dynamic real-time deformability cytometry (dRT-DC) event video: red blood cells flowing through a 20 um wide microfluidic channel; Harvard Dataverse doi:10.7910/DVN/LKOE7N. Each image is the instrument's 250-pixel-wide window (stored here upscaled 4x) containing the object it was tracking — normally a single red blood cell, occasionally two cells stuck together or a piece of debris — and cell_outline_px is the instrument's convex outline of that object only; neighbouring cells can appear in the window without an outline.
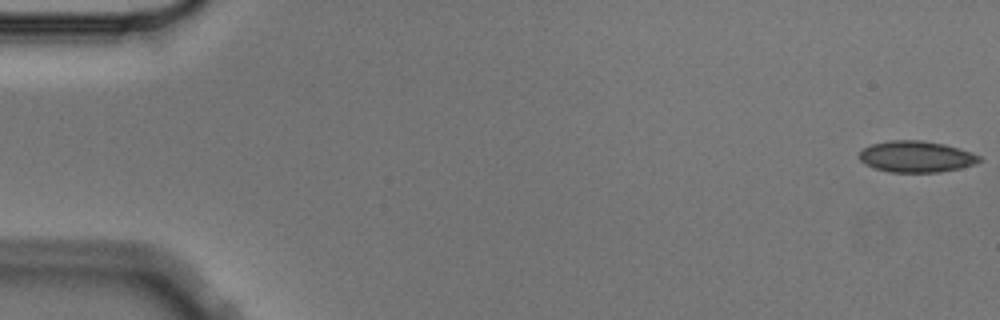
{"species": "Egyptian fruit bat (a non-hibernating species)", "species_latin": "Rousettus aegyptiacus", "temperature_condition": "cold", "stored_images_in_passage": 5, "camera_frame_rate_fps": 3000, "um_per_image_px": 0.085, "animal": {"sex": "male"}, "frame": {"image": 1, "passage_image": 1, "time_ms": 0.0, "image_size_px": [1000, 320], "cell_outline_px": [[984, 160], [976, 164], [960, 168], [940, 172], [888, 172], [864, 164], [860, 160], [860, 152], [864, 148], [872, 144], [888, 140], [924, 140], [944, 144], [972, 152], [980, 156]], "centroid_in_image_um": [77.91, 13.31], "position_along_channel_um": 7.1, "area_um2": 22.02}}
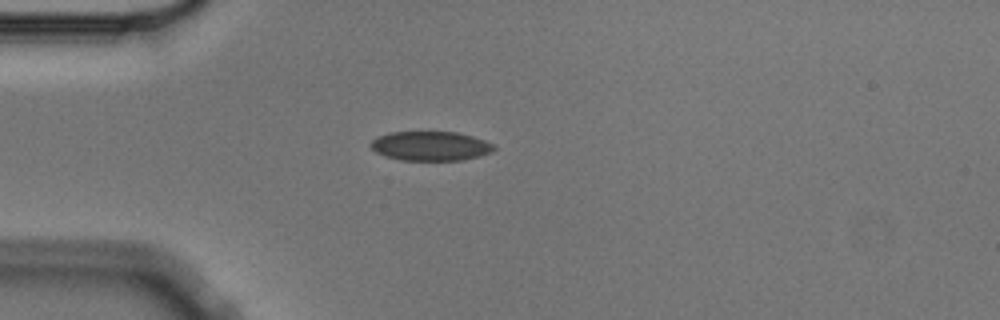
{"frame": {"image": 2, "passage_image": 5, "time_ms": 1.333, "image_size_px": [1000, 320], "cell_outline_px": [[496, 148], [480, 156], [460, 160], [400, 160], [384, 156], [376, 152], [368, 144], [376, 136], [388, 132], [456, 132], [472, 136], [484, 140], [492, 144]], "centroid_in_image_um": [36.53, 12.4], "position_along_channel_um": 48.5, "area_um2": 21.04}}